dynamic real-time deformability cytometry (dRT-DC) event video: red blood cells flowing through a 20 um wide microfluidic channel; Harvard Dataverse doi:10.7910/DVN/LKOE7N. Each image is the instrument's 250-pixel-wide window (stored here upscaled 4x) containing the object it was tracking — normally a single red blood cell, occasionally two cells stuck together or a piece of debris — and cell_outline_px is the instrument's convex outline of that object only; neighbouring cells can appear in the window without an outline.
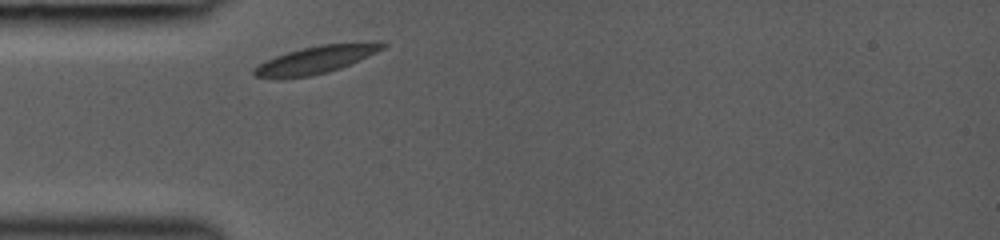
{"species": "common noctule bat (a hibernating species)", "species_latin": "Nyctalus noctula", "temperature_condition": "room temperature", "stored_images_in_passage": 1, "camera_frame_rate_fps": 3000, "um_per_image_px": 0.085, "animal": {"sex": "female", "body_mass_g": 19.0, "forearm_length_mm": 53.3}, "frame": {"image": 1, "passage_image": 1, "time_ms": 0.0, "image_size_px": [1000, 240], "cell_outline_px": [[388, 44], [384, 48], [368, 56], [340, 68], [328, 72], [308, 76], [256, 76], [252, 72], [252, 68], [276, 56], [288, 52], [320, 44], [372, 40], [384, 40]], "centroid_in_image_um": [27.04, 4.99], "position_along_channel_um": 58.0, "area_um2": 20.35}}